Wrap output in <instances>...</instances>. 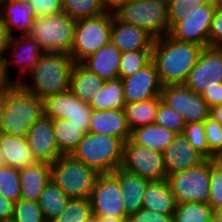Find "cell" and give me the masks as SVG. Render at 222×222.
Listing matches in <instances>:
<instances>
[{
    "label": "cell",
    "mask_w": 222,
    "mask_h": 222,
    "mask_svg": "<svg viewBox=\"0 0 222 222\" xmlns=\"http://www.w3.org/2000/svg\"><path fill=\"white\" fill-rule=\"evenodd\" d=\"M26 3L34 7L37 17L63 11L62 0H27Z\"/></svg>",
    "instance_id": "cell-46"
},
{
    "label": "cell",
    "mask_w": 222,
    "mask_h": 222,
    "mask_svg": "<svg viewBox=\"0 0 222 222\" xmlns=\"http://www.w3.org/2000/svg\"><path fill=\"white\" fill-rule=\"evenodd\" d=\"M104 82L81 63H75L71 72L70 90L81 101L90 103L92 97L97 94Z\"/></svg>",
    "instance_id": "cell-28"
},
{
    "label": "cell",
    "mask_w": 222,
    "mask_h": 222,
    "mask_svg": "<svg viewBox=\"0 0 222 222\" xmlns=\"http://www.w3.org/2000/svg\"><path fill=\"white\" fill-rule=\"evenodd\" d=\"M4 106H5V87L0 91V128L4 114Z\"/></svg>",
    "instance_id": "cell-54"
},
{
    "label": "cell",
    "mask_w": 222,
    "mask_h": 222,
    "mask_svg": "<svg viewBox=\"0 0 222 222\" xmlns=\"http://www.w3.org/2000/svg\"><path fill=\"white\" fill-rule=\"evenodd\" d=\"M0 222H14L13 220H5V221H0Z\"/></svg>",
    "instance_id": "cell-61"
},
{
    "label": "cell",
    "mask_w": 222,
    "mask_h": 222,
    "mask_svg": "<svg viewBox=\"0 0 222 222\" xmlns=\"http://www.w3.org/2000/svg\"><path fill=\"white\" fill-rule=\"evenodd\" d=\"M6 165V162H5V159H4V155H3V152L0 148V167H3Z\"/></svg>",
    "instance_id": "cell-58"
},
{
    "label": "cell",
    "mask_w": 222,
    "mask_h": 222,
    "mask_svg": "<svg viewBox=\"0 0 222 222\" xmlns=\"http://www.w3.org/2000/svg\"><path fill=\"white\" fill-rule=\"evenodd\" d=\"M105 5L109 11H112L114 8H116L118 5L127 2L129 0H104Z\"/></svg>",
    "instance_id": "cell-55"
},
{
    "label": "cell",
    "mask_w": 222,
    "mask_h": 222,
    "mask_svg": "<svg viewBox=\"0 0 222 222\" xmlns=\"http://www.w3.org/2000/svg\"><path fill=\"white\" fill-rule=\"evenodd\" d=\"M215 211L209 204L199 202L176 205L173 222H214Z\"/></svg>",
    "instance_id": "cell-33"
},
{
    "label": "cell",
    "mask_w": 222,
    "mask_h": 222,
    "mask_svg": "<svg viewBox=\"0 0 222 222\" xmlns=\"http://www.w3.org/2000/svg\"><path fill=\"white\" fill-rule=\"evenodd\" d=\"M70 198L52 181L42 191L38 205L46 222H51L68 204Z\"/></svg>",
    "instance_id": "cell-32"
},
{
    "label": "cell",
    "mask_w": 222,
    "mask_h": 222,
    "mask_svg": "<svg viewBox=\"0 0 222 222\" xmlns=\"http://www.w3.org/2000/svg\"><path fill=\"white\" fill-rule=\"evenodd\" d=\"M14 204L0 194V221L12 220Z\"/></svg>",
    "instance_id": "cell-51"
},
{
    "label": "cell",
    "mask_w": 222,
    "mask_h": 222,
    "mask_svg": "<svg viewBox=\"0 0 222 222\" xmlns=\"http://www.w3.org/2000/svg\"><path fill=\"white\" fill-rule=\"evenodd\" d=\"M43 53L38 43L28 36L10 37L6 58L1 63V77L7 84H19L39 62ZM12 66L18 68V74H12Z\"/></svg>",
    "instance_id": "cell-10"
},
{
    "label": "cell",
    "mask_w": 222,
    "mask_h": 222,
    "mask_svg": "<svg viewBox=\"0 0 222 222\" xmlns=\"http://www.w3.org/2000/svg\"><path fill=\"white\" fill-rule=\"evenodd\" d=\"M216 9L208 0L199 7L184 9L180 20L169 31V35L179 41L193 42L209 46V34Z\"/></svg>",
    "instance_id": "cell-11"
},
{
    "label": "cell",
    "mask_w": 222,
    "mask_h": 222,
    "mask_svg": "<svg viewBox=\"0 0 222 222\" xmlns=\"http://www.w3.org/2000/svg\"><path fill=\"white\" fill-rule=\"evenodd\" d=\"M44 115V101L18 84L5 86V106L0 133L26 138L32 124Z\"/></svg>",
    "instance_id": "cell-3"
},
{
    "label": "cell",
    "mask_w": 222,
    "mask_h": 222,
    "mask_svg": "<svg viewBox=\"0 0 222 222\" xmlns=\"http://www.w3.org/2000/svg\"><path fill=\"white\" fill-rule=\"evenodd\" d=\"M118 182L122 191L125 212L129 217L142 208L143 196L150 181L120 167Z\"/></svg>",
    "instance_id": "cell-25"
},
{
    "label": "cell",
    "mask_w": 222,
    "mask_h": 222,
    "mask_svg": "<svg viewBox=\"0 0 222 222\" xmlns=\"http://www.w3.org/2000/svg\"><path fill=\"white\" fill-rule=\"evenodd\" d=\"M122 84L126 104L159 97L162 91L158 72L152 60L132 76L122 78Z\"/></svg>",
    "instance_id": "cell-16"
},
{
    "label": "cell",
    "mask_w": 222,
    "mask_h": 222,
    "mask_svg": "<svg viewBox=\"0 0 222 222\" xmlns=\"http://www.w3.org/2000/svg\"><path fill=\"white\" fill-rule=\"evenodd\" d=\"M51 222H94L90 199H70Z\"/></svg>",
    "instance_id": "cell-36"
},
{
    "label": "cell",
    "mask_w": 222,
    "mask_h": 222,
    "mask_svg": "<svg viewBox=\"0 0 222 222\" xmlns=\"http://www.w3.org/2000/svg\"><path fill=\"white\" fill-rule=\"evenodd\" d=\"M176 205L167 179L149 182L143 196L142 208L158 214L173 215Z\"/></svg>",
    "instance_id": "cell-26"
},
{
    "label": "cell",
    "mask_w": 222,
    "mask_h": 222,
    "mask_svg": "<svg viewBox=\"0 0 222 222\" xmlns=\"http://www.w3.org/2000/svg\"><path fill=\"white\" fill-rule=\"evenodd\" d=\"M176 135L173 131L153 123L133 129L130 139L136 144L163 153Z\"/></svg>",
    "instance_id": "cell-27"
},
{
    "label": "cell",
    "mask_w": 222,
    "mask_h": 222,
    "mask_svg": "<svg viewBox=\"0 0 222 222\" xmlns=\"http://www.w3.org/2000/svg\"><path fill=\"white\" fill-rule=\"evenodd\" d=\"M208 204L214 211L222 206V161L219 159H212Z\"/></svg>",
    "instance_id": "cell-42"
},
{
    "label": "cell",
    "mask_w": 222,
    "mask_h": 222,
    "mask_svg": "<svg viewBox=\"0 0 222 222\" xmlns=\"http://www.w3.org/2000/svg\"><path fill=\"white\" fill-rule=\"evenodd\" d=\"M112 27V11L76 21L74 42L70 56L75 63H81L110 42Z\"/></svg>",
    "instance_id": "cell-8"
},
{
    "label": "cell",
    "mask_w": 222,
    "mask_h": 222,
    "mask_svg": "<svg viewBox=\"0 0 222 222\" xmlns=\"http://www.w3.org/2000/svg\"><path fill=\"white\" fill-rule=\"evenodd\" d=\"M92 110H123L126 105L122 79L105 81L89 103Z\"/></svg>",
    "instance_id": "cell-29"
},
{
    "label": "cell",
    "mask_w": 222,
    "mask_h": 222,
    "mask_svg": "<svg viewBox=\"0 0 222 222\" xmlns=\"http://www.w3.org/2000/svg\"><path fill=\"white\" fill-rule=\"evenodd\" d=\"M219 83H222V48L205 47L184 85L202 95L207 89L219 87Z\"/></svg>",
    "instance_id": "cell-15"
},
{
    "label": "cell",
    "mask_w": 222,
    "mask_h": 222,
    "mask_svg": "<svg viewBox=\"0 0 222 222\" xmlns=\"http://www.w3.org/2000/svg\"><path fill=\"white\" fill-rule=\"evenodd\" d=\"M88 132L106 134L126 142L131 136L123 110H92Z\"/></svg>",
    "instance_id": "cell-21"
},
{
    "label": "cell",
    "mask_w": 222,
    "mask_h": 222,
    "mask_svg": "<svg viewBox=\"0 0 222 222\" xmlns=\"http://www.w3.org/2000/svg\"><path fill=\"white\" fill-rule=\"evenodd\" d=\"M155 38L146 30L118 20L112 13L110 41L123 53L152 50Z\"/></svg>",
    "instance_id": "cell-19"
},
{
    "label": "cell",
    "mask_w": 222,
    "mask_h": 222,
    "mask_svg": "<svg viewBox=\"0 0 222 222\" xmlns=\"http://www.w3.org/2000/svg\"><path fill=\"white\" fill-rule=\"evenodd\" d=\"M154 123L176 134H182L186 126L183 117L162 101L159 103Z\"/></svg>",
    "instance_id": "cell-41"
},
{
    "label": "cell",
    "mask_w": 222,
    "mask_h": 222,
    "mask_svg": "<svg viewBox=\"0 0 222 222\" xmlns=\"http://www.w3.org/2000/svg\"><path fill=\"white\" fill-rule=\"evenodd\" d=\"M36 17L34 7L25 1L0 0V19L4 21L10 37L27 36Z\"/></svg>",
    "instance_id": "cell-20"
},
{
    "label": "cell",
    "mask_w": 222,
    "mask_h": 222,
    "mask_svg": "<svg viewBox=\"0 0 222 222\" xmlns=\"http://www.w3.org/2000/svg\"><path fill=\"white\" fill-rule=\"evenodd\" d=\"M203 49L199 44L179 41L169 34L156 38L152 48V61L161 85L184 84Z\"/></svg>",
    "instance_id": "cell-1"
},
{
    "label": "cell",
    "mask_w": 222,
    "mask_h": 222,
    "mask_svg": "<svg viewBox=\"0 0 222 222\" xmlns=\"http://www.w3.org/2000/svg\"><path fill=\"white\" fill-rule=\"evenodd\" d=\"M216 10H222V0H209Z\"/></svg>",
    "instance_id": "cell-56"
},
{
    "label": "cell",
    "mask_w": 222,
    "mask_h": 222,
    "mask_svg": "<svg viewBox=\"0 0 222 222\" xmlns=\"http://www.w3.org/2000/svg\"><path fill=\"white\" fill-rule=\"evenodd\" d=\"M128 222H173V215L158 214L151 210L141 208L128 217Z\"/></svg>",
    "instance_id": "cell-47"
},
{
    "label": "cell",
    "mask_w": 222,
    "mask_h": 222,
    "mask_svg": "<svg viewBox=\"0 0 222 222\" xmlns=\"http://www.w3.org/2000/svg\"><path fill=\"white\" fill-rule=\"evenodd\" d=\"M123 152L124 141L120 138L86 132L71 156L103 174L122 166Z\"/></svg>",
    "instance_id": "cell-4"
},
{
    "label": "cell",
    "mask_w": 222,
    "mask_h": 222,
    "mask_svg": "<svg viewBox=\"0 0 222 222\" xmlns=\"http://www.w3.org/2000/svg\"><path fill=\"white\" fill-rule=\"evenodd\" d=\"M63 11L72 19L101 16L109 10L104 0H62Z\"/></svg>",
    "instance_id": "cell-34"
},
{
    "label": "cell",
    "mask_w": 222,
    "mask_h": 222,
    "mask_svg": "<svg viewBox=\"0 0 222 222\" xmlns=\"http://www.w3.org/2000/svg\"><path fill=\"white\" fill-rule=\"evenodd\" d=\"M215 221L222 222V206L215 210Z\"/></svg>",
    "instance_id": "cell-57"
},
{
    "label": "cell",
    "mask_w": 222,
    "mask_h": 222,
    "mask_svg": "<svg viewBox=\"0 0 222 222\" xmlns=\"http://www.w3.org/2000/svg\"><path fill=\"white\" fill-rule=\"evenodd\" d=\"M209 46L222 48V10H216L209 34Z\"/></svg>",
    "instance_id": "cell-48"
},
{
    "label": "cell",
    "mask_w": 222,
    "mask_h": 222,
    "mask_svg": "<svg viewBox=\"0 0 222 222\" xmlns=\"http://www.w3.org/2000/svg\"><path fill=\"white\" fill-rule=\"evenodd\" d=\"M161 101V96H159L147 101L126 104L123 111L129 129L132 131L137 127L153 124Z\"/></svg>",
    "instance_id": "cell-30"
},
{
    "label": "cell",
    "mask_w": 222,
    "mask_h": 222,
    "mask_svg": "<svg viewBox=\"0 0 222 222\" xmlns=\"http://www.w3.org/2000/svg\"><path fill=\"white\" fill-rule=\"evenodd\" d=\"M208 0H169L168 3V22L171 28L175 23L180 20V15L184 9L190 7H199L205 4Z\"/></svg>",
    "instance_id": "cell-45"
},
{
    "label": "cell",
    "mask_w": 222,
    "mask_h": 222,
    "mask_svg": "<svg viewBox=\"0 0 222 222\" xmlns=\"http://www.w3.org/2000/svg\"><path fill=\"white\" fill-rule=\"evenodd\" d=\"M75 62L66 53H43L39 62L18 84L41 100L70 89Z\"/></svg>",
    "instance_id": "cell-2"
},
{
    "label": "cell",
    "mask_w": 222,
    "mask_h": 222,
    "mask_svg": "<svg viewBox=\"0 0 222 222\" xmlns=\"http://www.w3.org/2000/svg\"><path fill=\"white\" fill-rule=\"evenodd\" d=\"M209 117L217 121L222 126V104L210 108Z\"/></svg>",
    "instance_id": "cell-52"
},
{
    "label": "cell",
    "mask_w": 222,
    "mask_h": 222,
    "mask_svg": "<svg viewBox=\"0 0 222 222\" xmlns=\"http://www.w3.org/2000/svg\"><path fill=\"white\" fill-rule=\"evenodd\" d=\"M160 96L162 102L181 115L186 124L204 122L209 117L207 102L184 84L162 86Z\"/></svg>",
    "instance_id": "cell-14"
},
{
    "label": "cell",
    "mask_w": 222,
    "mask_h": 222,
    "mask_svg": "<svg viewBox=\"0 0 222 222\" xmlns=\"http://www.w3.org/2000/svg\"><path fill=\"white\" fill-rule=\"evenodd\" d=\"M121 168L150 182L167 179L163 153L136 144L130 138L124 142Z\"/></svg>",
    "instance_id": "cell-12"
},
{
    "label": "cell",
    "mask_w": 222,
    "mask_h": 222,
    "mask_svg": "<svg viewBox=\"0 0 222 222\" xmlns=\"http://www.w3.org/2000/svg\"><path fill=\"white\" fill-rule=\"evenodd\" d=\"M182 134L188 139L189 143L205 159H217L210 151L206 140L204 122L187 123Z\"/></svg>",
    "instance_id": "cell-39"
},
{
    "label": "cell",
    "mask_w": 222,
    "mask_h": 222,
    "mask_svg": "<svg viewBox=\"0 0 222 222\" xmlns=\"http://www.w3.org/2000/svg\"><path fill=\"white\" fill-rule=\"evenodd\" d=\"M152 60V50L123 52L120 58L119 78L132 76Z\"/></svg>",
    "instance_id": "cell-37"
},
{
    "label": "cell",
    "mask_w": 222,
    "mask_h": 222,
    "mask_svg": "<svg viewBox=\"0 0 222 222\" xmlns=\"http://www.w3.org/2000/svg\"><path fill=\"white\" fill-rule=\"evenodd\" d=\"M201 96L207 102L209 108L222 104V83H219V87L205 90Z\"/></svg>",
    "instance_id": "cell-49"
},
{
    "label": "cell",
    "mask_w": 222,
    "mask_h": 222,
    "mask_svg": "<svg viewBox=\"0 0 222 222\" xmlns=\"http://www.w3.org/2000/svg\"><path fill=\"white\" fill-rule=\"evenodd\" d=\"M90 201L93 216L128 218L118 182V169L98 175Z\"/></svg>",
    "instance_id": "cell-13"
},
{
    "label": "cell",
    "mask_w": 222,
    "mask_h": 222,
    "mask_svg": "<svg viewBox=\"0 0 222 222\" xmlns=\"http://www.w3.org/2000/svg\"><path fill=\"white\" fill-rule=\"evenodd\" d=\"M112 13L118 20L146 30L155 39L170 31L166 0H129L114 8Z\"/></svg>",
    "instance_id": "cell-5"
},
{
    "label": "cell",
    "mask_w": 222,
    "mask_h": 222,
    "mask_svg": "<svg viewBox=\"0 0 222 222\" xmlns=\"http://www.w3.org/2000/svg\"><path fill=\"white\" fill-rule=\"evenodd\" d=\"M0 82H5V81L3 80V78L1 77V64H0Z\"/></svg>",
    "instance_id": "cell-60"
},
{
    "label": "cell",
    "mask_w": 222,
    "mask_h": 222,
    "mask_svg": "<svg viewBox=\"0 0 222 222\" xmlns=\"http://www.w3.org/2000/svg\"><path fill=\"white\" fill-rule=\"evenodd\" d=\"M212 159H205L199 165L170 174L167 177L177 204L209 202L210 168Z\"/></svg>",
    "instance_id": "cell-9"
},
{
    "label": "cell",
    "mask_w": 222,
    "mask_h": 222,
    "mask_svg": "<svg viewBox=\"0 0 222 222\" xmlns=\"http://www.w3.org/2000/svg\"><path fill=\"white\" fill-rule=\"evenodd\" d=\"M12 220L14 222H46L38 202L22 198L14 204Z\"/></svg>",
    "instance_id": "cell-40"
},
{
    "label": "cell",
    "mask_w": 222,
    "mask_h": 222,
    "mask_svg": "<svg viewBox=\"0 0 222 222\" xmlns=\"http://www.w3.org/2000/svg\"><path fill=\"white\" fill-rule=\"evenodd\" d=\"M0 148L8 166L20 170L38 163L30 150L27 138H18L12 134L0 133Z\"/></svg>",
    "instance_id": "cell-24"
},
{
    "label": "cell",
    "mask_w": 222,
    "mask_h": 222,
    "mask_svg": "<svg viewBox=\"0 0 222 222\" xmlns=\"http://www.w3.org/2000/svg\"><path fill=\"white\" fill-rule=\"evenodd\" d=\"M51 180L70 199H90L99 173L74 159L71 155H61L50 164Z\"/></svg>",
    "instance_id": "cell-7"
},
{
    "label": "cell",
    "mask_w": 222,
    "mask_h": 222,
    "mask_svg": "<svg viewBox=\"0 0 222 222\" xmlns=\"http://www.w3.org/2000/svg\"><path fill=\"white\" fill-rule=\"evenodd\" d=\"M0 194L14 203L20 199L21 183L19 169L8 165L0 167Z\"/></svg>",
    "instance_id": "cell-38"
},
{
    "label": "cell",
    "mask_w": 222,
    "mask_h": 222,
    "mask_svg": "<svg viewBox=\"0 0 222 222\" xmlns=\"http://www.w3.org/2000/svg\"><path fill=\"white\" fill-rule=\"evenodd\" d=\"M10 34L4 21L0 19V64L5 60L9 48Z\"/></svg>",
    "instance_id": "cell-50"
},
{
    "label": "cell",
    "mask_w": 222,
    "mask_h": 222,
    "mask_svg": "<svg viewBox=\"0 0 222 222\" xmlns=\"http://www.w3.org/2000/svg\"><path fill=\"white\" fill-rule=\"evenodd\" d=\"M76 20L64 11L36 17L28 37L34 39L44 53L70 54L74 42Z\"/></svg>",
    "instance_id": "cell-6"
},
{
    "label": "cell",
    "mask_w": 222,
    "mask_h": 222,
    "mask_svg": "<svg viewBox=\"0 0 222 222\" xmlns=\"http://www.w3.org/2000/svg\"><path fill=\"white\" fill-rule=\"evenodd\" d=\"M167 177L178 171L195 167L205 158L189 143L183 134H177L163 151Z\"/></svg>",
    "instance_id": "cell-18"
},
{
    "label": "cell",
    "mask_w": 222,
    "mask_h": 222,
    "mask_svg": "<svg viewBox=\"0 0 222 222\" xmlns=\"http://www.w3.org/2000/svg\"><path fill=\"white\" fill-rule=\"evenodd\" d=\"M204 129L209 151L218 159L222 155V126L208 117Z\"/></svg>",
    "instance_id": "cell-43"
},
{
    "label": "cell",
    "mask_w": 222,
    "mask_h": 222,
    "mask_svg": "<svg viewBox=\"0 0 222 222\" xmlns=\"http://www.w3.org/2000/svg\"><path fill=\"white\" fill-rule=\"evenodd\" d=\"M91 114L92 108L89 103L81 101L74 95V111L73 114L68 117V120L75 126L82 127L85 132H88Z\"/></svg>",
    "instance_id": "cell-44"
},
{
    "label": "cell",
    "mask_w": 222,
    "mask_h": 222,
    "mask_svg": "<svg viewBox=\"0 0 222 222\" xmlns=\"http://www.w3.org/2000/svg\"><path fill=\"white\" fill-rule=\"evenodd\" d=\"M21 197L28 201L38 202L39 197L51 180L50 164L38 162L35 165L19 170Z\"/></svg>",
    "instance_id": "cell-23"
},
{
    "label": "cell",
    "mask_w": 222,
    "mask_h": 222,
    "mask_svg": "<svg viewBox=\"0 0 222 222\" xmlns=\"http://www.w3.org/2000/svg\"><path fill=\"white\" fill-rule=\"evenodd\" d=\"M26 138L38 162L52 164L62 155L56 143L52 120L45 115L30 126Z\"/></svg>",
    "instance_id": "cell-17"
},
{
    "label": "cell",
    "mask_w": 222,
    "mask_h": 222,
    "mask_svg": "<svg viewBox=\"0 0 222 222\" xmlns=\"http://www.w3.org/2000/svg\"><path fill=\"white\" fill-rule=\"evenodd\" d=\"M128 218L94 216V222H126Z\"/></svg>",
    "instance_id": "cell-53"
},
{
    "label": "cell",
    "mask_w": 222,
    "mask_h": 222,
    "mask_svg": "<svg viewBox=\"0 0 222 222\" xmlns=\"http://www.w3.org/2000/svg\"><path fill=\"white\" fill-rule=\"evenodd\" d=\"M7 85L6 82H0V91Z\"/></svg>",
    "instance_id": "cell-59"
},
{
    "label": "cell",
    "mask_w": 222,
    "mask_h": 222,
    "mask_svg": "<svg viewBox=\"0 0 222 222\" xmlns=\"http://www.w3.org/2000/svg\"><path fill=\"white\" fill-rule=\"evenodd\" d=\"M122 52L110 41L81 64L103 81L119 78V66Z\"/></svg>",
    "instance_id": "cell-22"
},
{
    "label": "cell",
    "mask_w": 222,
    "mask_h": 222,
    "mask_svg": "<svg viewBox=\"0 0 222 222\" xmlns=\"http://www.w3.org/2000/svg\"><path fill=\"white\" fill-rule=\"evenodd\" d=\"M74 111V94L69 89L44 100V115L51 120L67 119Z\"/></svg>",
    "instance_id": "cell-35"
},
{
    "label": "cell",
    "mask_w": 222,
    "mask_h": 222,
    "mask_svg": "<svg viewBox=\"0 0 222 222\" xmlns=\"http://www.w3.org/2000/svg\"><path fill=\"white\" fill-rule=\"evenodd\" d=\"M52 125L59 152L62 155H71L86 132L67 119L52 120Z\"/></svg>",
    "instance_id": "cell-31"
}]
</instances>
